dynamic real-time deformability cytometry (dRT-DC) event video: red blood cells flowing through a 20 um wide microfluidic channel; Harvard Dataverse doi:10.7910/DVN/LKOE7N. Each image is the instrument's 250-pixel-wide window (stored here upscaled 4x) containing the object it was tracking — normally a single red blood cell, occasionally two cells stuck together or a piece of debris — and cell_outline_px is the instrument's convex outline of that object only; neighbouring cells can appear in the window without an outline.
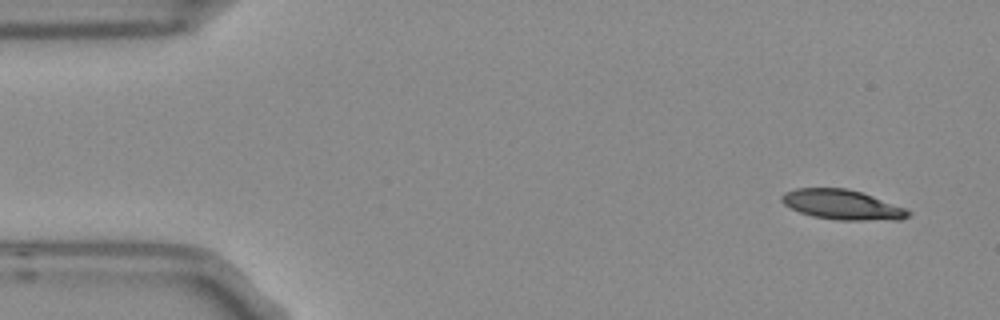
{"species": "Egyptian fruit bat (a non-hibernating species)", "species_latin": "Rousettus aegyptiacus", "temperature_condition": "room temperature", "stored_images_in_passage": 7, "camera_frame_rate_fps": 3000, "um_per_image_px": 0.085, "frame": {"image": 1, "passage_image": 1, "time_ms": 0.0, "image_size_px": [1000, 320], "cell_outline_px": [[912, 216], [900, 220], [836, 220], [812, 216], [800, 212], [784, 204], [780, 200], [780, 196], [784, 192], [796, 188], [844, 188], [860, 192], [872, 196], [904, 208], [912, 212]], "centroid_in_image_um": [71.58, 17.41], "position_along_channel_um": 13.4, "area_um2": 21.96}}
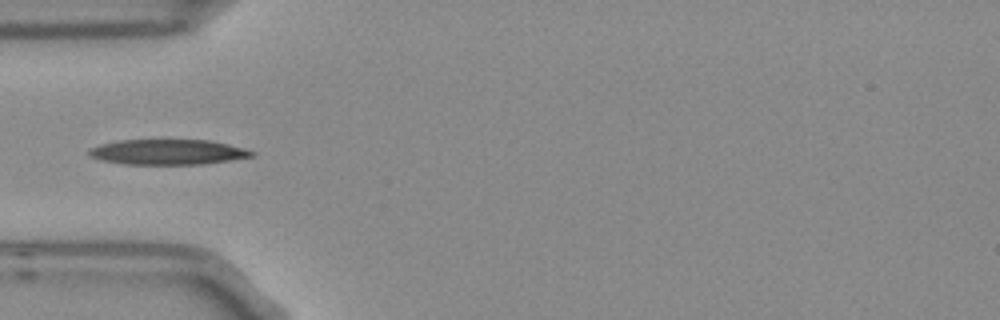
{"frame": {"image": 2, "passage_image": 4, "time_ms": 1.0, "image_size_px": [1000, 320], "cell_outline_px": [[256, 156], [232, 160], [204, 164], [124, 164], [100, 160], [88, 156], [88, 148], [100, 144], [120, 140], [208, 140], [228, 144], [244, 148], [256, 152]], "centroid_in_image_um": [14.26, 12.92], "position_along_channel_um": 70.7, "area_um2": 24.16}}
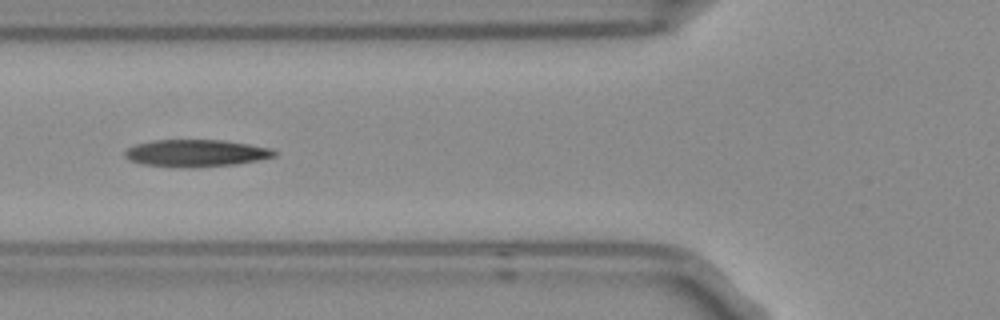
{"frame": {"image": 3, "passage_image": 5, "time_ms": 1.333, "image_size_px": [1000, 320], "cell_outline_px": [[280, 152], [276, 156], [260, 160], [236, 164], [192, 168], [184, 168], [144, 164], [128, 160], [124, 156], [124, 152], [128, 148], [136, 144], [156, 140], [224, 140], [272, 148]], "centroid_in_image_um": [16.71, 13.02], "position_along_channel_um": 109.1, "area_um2": 23.87}}